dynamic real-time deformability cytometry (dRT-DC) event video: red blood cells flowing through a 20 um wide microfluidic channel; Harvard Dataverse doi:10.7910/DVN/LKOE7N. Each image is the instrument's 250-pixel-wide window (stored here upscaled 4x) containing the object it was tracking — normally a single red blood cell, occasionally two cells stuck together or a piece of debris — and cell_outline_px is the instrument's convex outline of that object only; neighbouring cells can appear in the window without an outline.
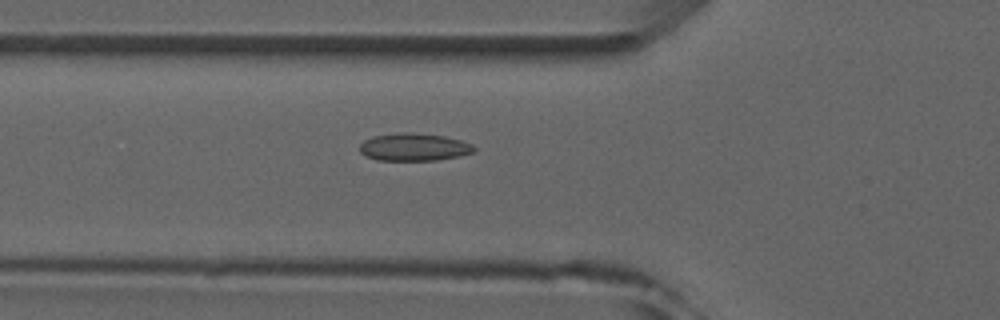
{"species": "common noctule bat (a hibernating species)", "species_latin": "Nyctalus noctula", "temperature_condition": "room temperature", "stored_images_in_passage": 6, "camera_frame_rate_fps": 3000, "um_per_image_px": 0.085, "animal": {"sex": "male", "forearm_length_mm": 52.5}, "frame": {"image": 1, "passage_image": 6, "time_ms": 6.667, "image_size_px": [1000, 320], "cell_outline_px": [[476, 148], [472, 152], [460, 156], [436, 160], [376, 160], [360, 152], [360, 144], [364, 140], [372, 136], [400, 132], [408, 132], [444, 136], [460, 140], [472, 144]], "centroid_in_image_um": [35.17, 12.49], "position_along_channel_um": 90.6, "area_um2": 18.32}}